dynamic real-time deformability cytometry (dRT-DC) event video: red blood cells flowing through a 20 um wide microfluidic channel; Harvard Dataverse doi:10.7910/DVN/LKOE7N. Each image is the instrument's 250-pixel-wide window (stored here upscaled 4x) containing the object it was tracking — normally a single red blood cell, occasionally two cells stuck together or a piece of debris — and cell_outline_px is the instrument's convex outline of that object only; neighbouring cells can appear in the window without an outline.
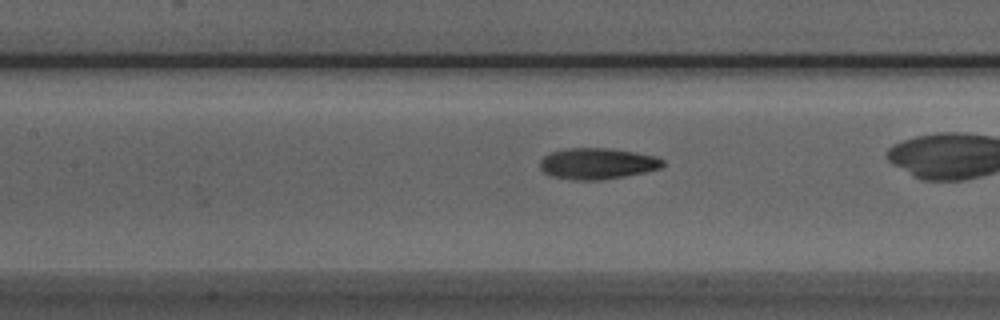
{"species": "Egyptian fruit bat (a non-hibernating species)", "species_latin": "Rousettus aegyptiacus", "temperature_condition": "room temperature", "stored_images_in_passage": 23, "camera_frame_rate_fps": 3000, "um_per_image_px": 0.085, "animal": {"sex": "male"}, "frame": {"image": 1, "passage_image": 5, "time_ms": 1.333, "image_size_px": [1000, 320], "cell_outline_px": [[664, 164], [660, 168], [644, 172], [624, 176], [600, 180], [580, 180], [552, 176], [544, 172], [540, 168], [540, 160], [544, 156], [552, 152], [568, 148], [608, 148], [656, 156], [664, 160]], "centroid_in_image_um": [50.77, 13.9], "position_along_channel_um": 156.6, "area_um2": 22.02}}
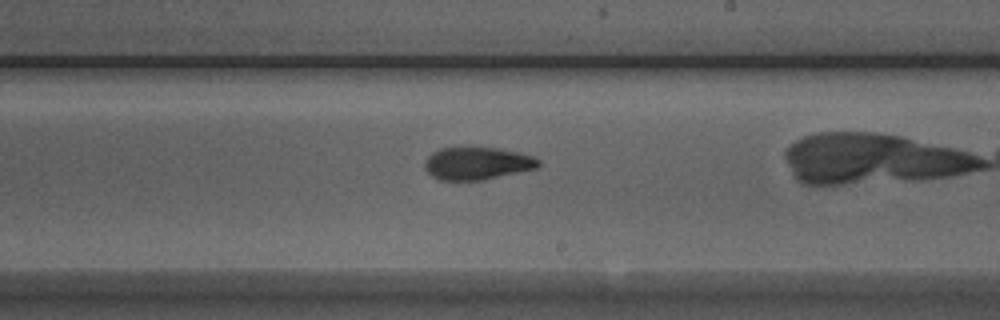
{"frame": {"image": 2, "passage_image": 12, "time_ms": 3.667, "image_size_px": [1000, 320], "cell_outline_px": [[540, 164], [536, 168], [480, 180], [440, 180], [432, 176], [424, 168], [424, 164], [428, 156], [432, 152], [440, 148], [496, 148], [516, 152], [532, 156], [540, 160]], "centroid_in_image_um": [40.52, 13.89], "position_along_channel_um": 248.5, "area_um2": 21.21}}
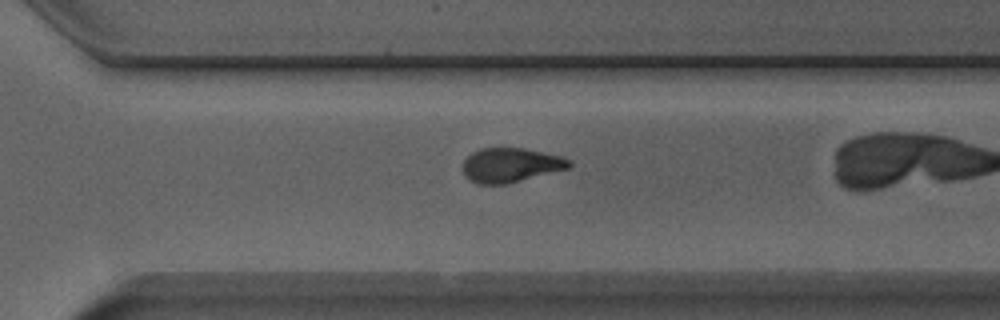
{"frame": {"image": 3, "passage_image": 18, "time_ms": 5.667, "image_size_px": [1000, 320], "cell_outline_px": [[572, 164], [568, 168], [504, 184], [476, 184], [468, 180], [464, 176], [464, 160], [472, 152], [480, 148], [524, 148], [560, 156], [572, 160]], "centroid_in_image_um": [43.37, 14.03], "position_along_channel_um": 327.2, "area_um2": 21.1}}